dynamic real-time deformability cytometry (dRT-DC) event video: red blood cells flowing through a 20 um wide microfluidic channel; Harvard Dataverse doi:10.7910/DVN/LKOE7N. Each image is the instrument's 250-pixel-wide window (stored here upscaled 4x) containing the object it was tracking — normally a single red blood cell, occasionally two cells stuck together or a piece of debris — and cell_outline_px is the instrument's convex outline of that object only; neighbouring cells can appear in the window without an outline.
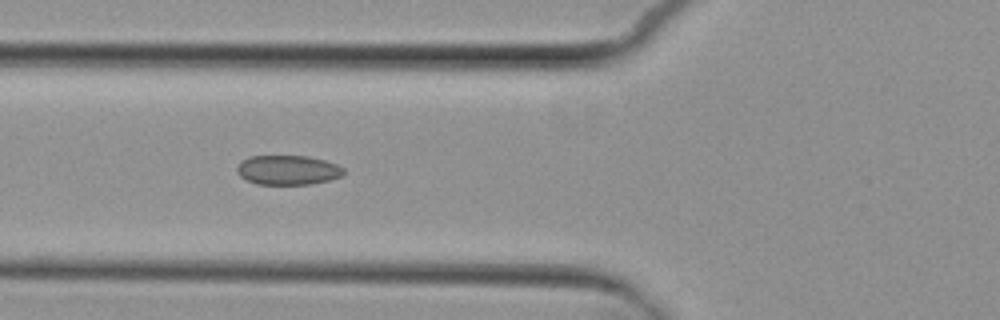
{"species": "common noctule bat (a hibernating species)", "species_latin": "Nyctalus noctula", "temperature_condition": "cold", "stored_images_in_passage": 10, "camera_frame_rate_fps": 3000, "um_per_image_px": 0.085, "animal": {"sex": "female", "body_mass_g": 29.2, "forearm_length_mm": 56.3}, "frame": {"image": 1, "passage_image": 5, "time_ms": 5.333, "image_size_px": [1000, 320], "cell_outline_px": [[344, 172], [340, 176], [328, 180], [312, 184], [256, 184], [240, 176], [236, 172], [236, 168], [240, 160], [248, 156], [308, 156], [324, 160], [336, 164], [344, 168]], "centroid_in_image_um": [24.42, 14.44], "position_along_channel_um": 101.4, "area_um2": 18.38}}
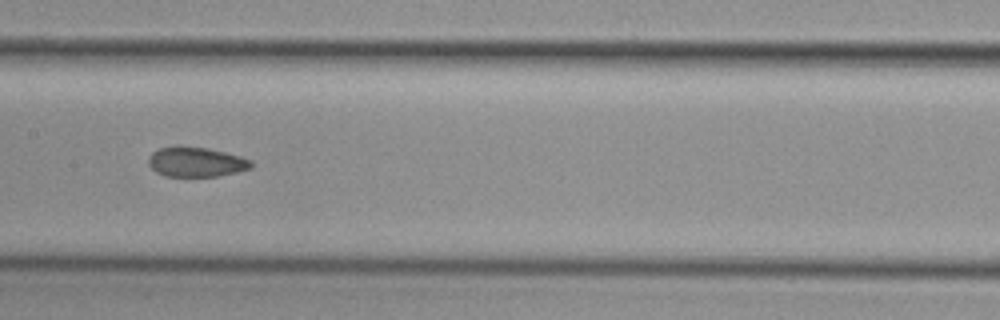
{"frame": {"image": 2, "passage_image": 7, "time_ms": 7.667, "image_size_px": [1000, 320], "cell_outline_px": [[252, 168], [236, 172], [216, 176], [164, 176], [156, 172], [148, 164], [148, 156], [152, 152], [160, 148], [176, 144], [180, 144], [208, 148], [240, 156], [252, 160]], "centroid_in_image_um": [16.63, 13.74], "position_along_channel_um": 190.8, "area_um2": 18.15}}
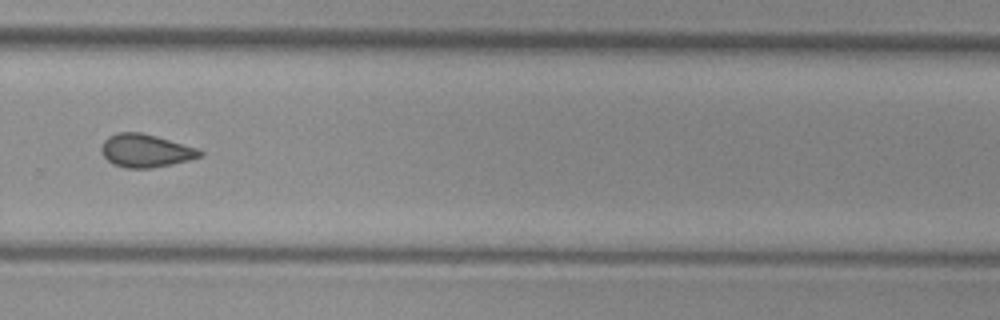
{"frame": {"image": 3, "passage_image": 10, "time_ms": 11.0, "image_size_px": [1000, 320], "cell_outline_px": [[204, 152], [200, 156], [188, 160], [172, 164], [152, 168], [124, 168], [112, 164], [104, 156], [100, 148], [104, 140], [108, 136], [116, 132], [140, 132], [156, 136], [200, 148]], "centroid_in_image_um": [12.37, 12.8], "position_along_channel_um": 317.4, "area_um2": 19.13}}